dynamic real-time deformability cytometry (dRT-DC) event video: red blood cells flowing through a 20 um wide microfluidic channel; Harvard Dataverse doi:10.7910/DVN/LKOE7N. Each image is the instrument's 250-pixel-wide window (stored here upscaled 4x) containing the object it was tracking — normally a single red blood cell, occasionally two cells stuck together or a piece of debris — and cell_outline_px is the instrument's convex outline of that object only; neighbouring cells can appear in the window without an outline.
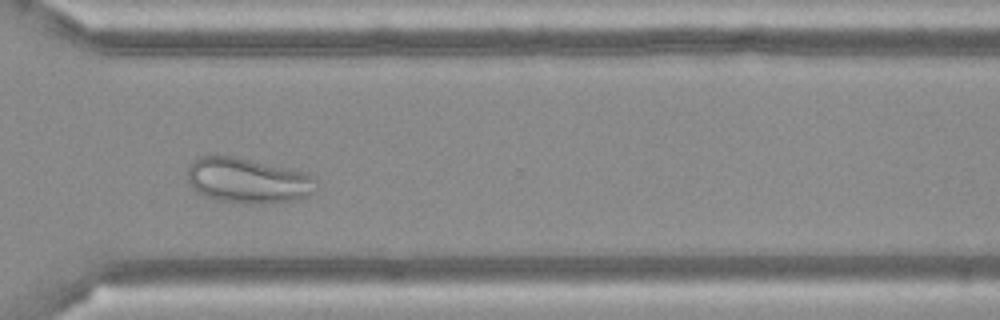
{"species": "Egyptian fruit bat (a non-hibernating species)", "species_latin": "Rousettus aegyptiacus", "temperature_condition": "cold", "stored_images_in_passage": 49, "camera_frame_rate_fps": 3000, "um_per_image_px": 0.085, "frame": {"image": 1, "passage_image": 35, "time_ms": 11.333, "image_size_px": [1000, 320], "cell_outline_px": [[316, 188], [308, 196], [300, 200], [272, 204], [248, 204], [216, 200], [204, 196], [196, 192], [192, 188], [188, 180], [188, 164], [200, 156], [208, 152], [216, 152], [308, 172], [316, 180]], "centroid_in_image_um": [21.04, 15.33], "position_along_channel_um": 349.6, "area_um2": 35.26}}